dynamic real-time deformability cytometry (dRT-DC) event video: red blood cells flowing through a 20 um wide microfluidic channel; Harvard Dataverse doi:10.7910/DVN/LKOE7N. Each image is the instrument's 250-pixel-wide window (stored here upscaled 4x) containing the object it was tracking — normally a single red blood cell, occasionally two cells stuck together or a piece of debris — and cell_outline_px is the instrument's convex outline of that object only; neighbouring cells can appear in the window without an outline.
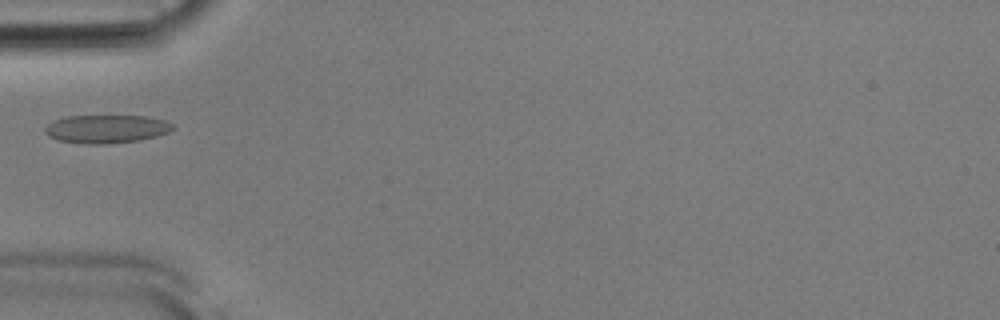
{"species": "Egyptian fruit bat (a non-hibernating species)", "species_latin": "Rousettus aegyptiacus", "temperature_condition": "room temperature", "stored_images_in_passage": 32, "camera_frame_rate_fps": 3000, "um_per_image_px": 0.085, "animal": {"sex": "male"}, "frame": {"image": 1, "passage_image": 1, "time_ms": 0.0, "image_size_px": [1000, 320], "cell_outline_px": [[176, 128], [168, 132], [156, 136], [140, 140], [108, 144], [84, 144], [56, 140], [48, 136], [44, 132], [44, 128], [48, 124], [56, 120], [68, 116], [144, 116], [164, 120], [172, 124]], "centroid_in_image_um": [9.03, 10.97], "position_along_channel_um": 76.0, "area_um2": 21.1}}
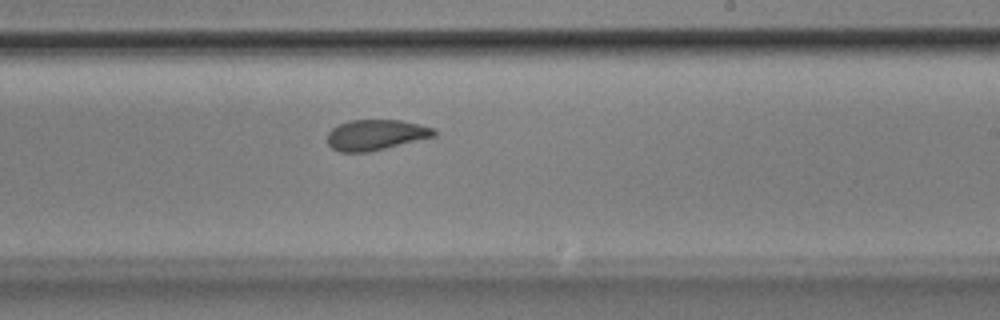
{"frame": {"image": 2, "passage_image": 15, "time_ms": 4.667, "image_size_px": [1000, 320], "cell_outline_px": [[436, 136], [368, 152], [340, 152], [332, 148], [328, 144], [328, 132], [332, 128], [340, 124], [352, 120], [400, 120], [420, 124], [436, 128]], "centroid_in_image_um": [31.97, 11.46], "position_along_channel_um": 257.0, "area_um2": 18.96}}
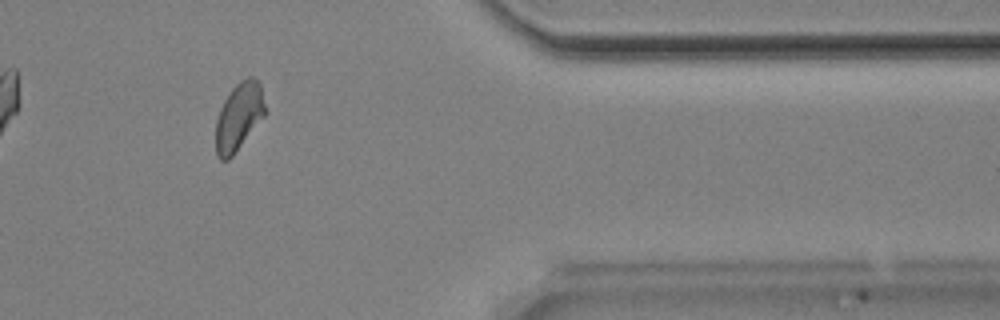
{"frame": {"image": 3, "passage_image": 27, "time_ms": 8.667, "image_size_px": [1000, 320], "cell_outline_px": [[264, 116], [232, 156], [228, 160], [220, 160], [216, 156], [216, 120], [220, 108], [224, 100], [232, 88], [240, 80], [248, 76], [252, 76], [260, 84], [264, 104]], "centroid_in_image_um": [20.27, 9.91], "position_along_channel_um": 391.1, "area_um2": 19.19}}